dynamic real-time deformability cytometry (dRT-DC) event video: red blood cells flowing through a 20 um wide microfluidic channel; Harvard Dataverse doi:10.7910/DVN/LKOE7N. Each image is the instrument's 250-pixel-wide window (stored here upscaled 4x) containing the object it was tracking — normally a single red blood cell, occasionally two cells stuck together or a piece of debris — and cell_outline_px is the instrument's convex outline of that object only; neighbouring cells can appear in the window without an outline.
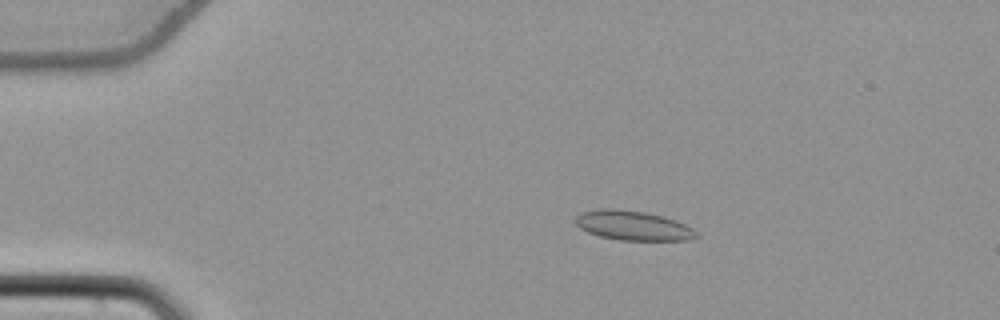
{"species": "common noctule bat (a hibernating species)", "species_latin": "Nyctalus noctula", "temperature_condition": "cold", "stored_images_in_passage": 55, "camera_frame_rate_fps": 3000, "um_per_image_px": 0.085, "animal": {"sex": "female", "body_mass_g": 22.7, "forearm_length_mm": 54.2}, "frame": {"image": 1, "passage_image": 12, "time_ms": 3.667, "image_size_px": [1000, 320], "cell_outline_px": [[700, 236], [688, 240], [620, 240], [600, 236], [588, 232], [580, 228], [576, 224], [576, 216], [580, 212], [600, 208], [616, 208], [644, 212], [664, 216], [676, 220], [692, 228]], "centroid_in_image_um": [53.8, 19.16], "position_along_channel_um": 31.2, "area_um2": 20.87}}
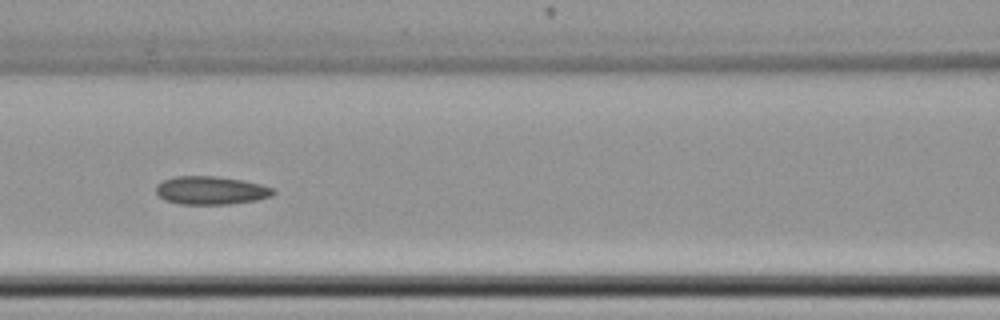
{"frame": {"image": 2, "passage_image": 26, "time_ms": 8.333, "image_size_px": [1000, 320], "cell_outline_px": [[276, 192], [272, 196], [256, 200], [228, 204], [180, 204], [164, 200], [156, 192], [156, 184], [164, 180], [176, 176], [216, 176], [240, 180], [260, 184], [272, 188]], "centroid_in_image_um": [17.91, 16.18], "position_along_channel_um": 148.7, "area_um2": 19.19}}
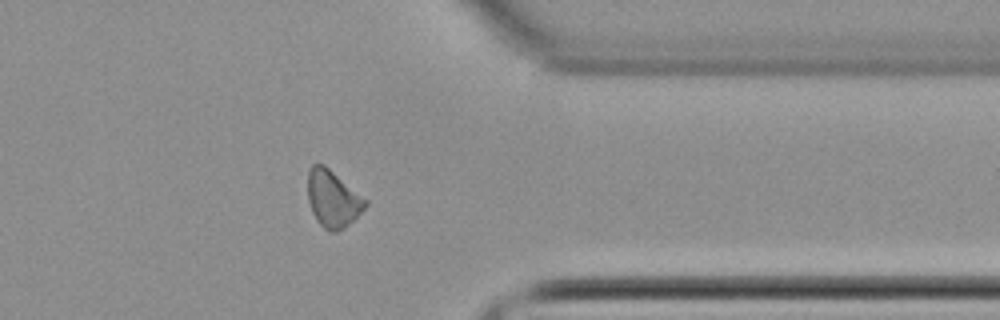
{"frame": {"image": 3, "passage_image": 45, "time_ms": 14.667, "image_size_px": [1000, 320], "cell_outline_px": [[368, 204], [344, 228], [336, 232], [328, 232], [316, 220], [312, 212], [308, 200], [308, 172], [312, 164], [324, 164], [368, 200]], "centroid_in_image_um": [28.28, 16.9], "position_along_channel_um": 383.1, "area_um2": 19.02}, "authors_computed_cell_mechanics": {"area_um2": 19.3052, "velocity_mm_per_s": 3.8437, "shape_relaxation_time_tau1_ms": null, "shape_relaxation_time_tau2_ms": 6.1829, "deformation_change_tau1": null, "deformation_change_tau2": 0.1265}}